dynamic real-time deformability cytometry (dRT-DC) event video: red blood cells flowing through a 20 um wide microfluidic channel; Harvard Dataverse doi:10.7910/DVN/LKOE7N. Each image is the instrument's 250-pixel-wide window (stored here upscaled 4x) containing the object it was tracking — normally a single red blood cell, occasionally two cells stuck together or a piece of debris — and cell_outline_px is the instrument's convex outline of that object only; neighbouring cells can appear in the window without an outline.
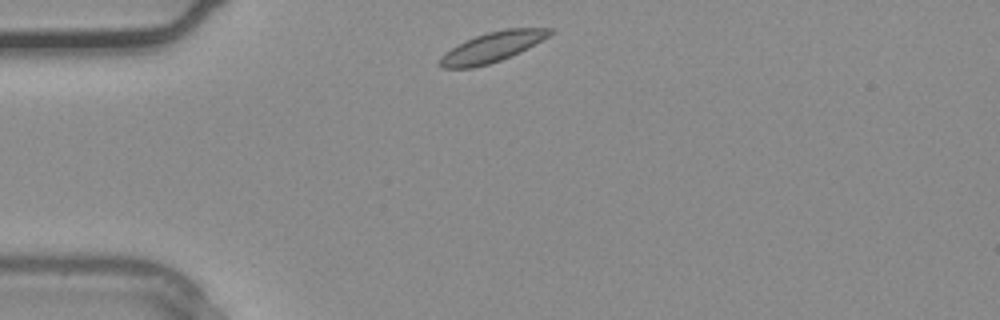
{"species": "common noctule bat (a hibernating species)", "species_latin": "Nyctalus noctula", "temperature_condition": "warm", "stored_images_in_passage": 29, "camera_frame_rate_fps": 3000, "um_per_image_px": 0.085, "animal": {"sex": "male", "body_mass_g": 20.4}, "frame": {"image": 1, "passage_image": 1, "time_ms": 0.0, "image_size_px": [1000, 320], "cell_outline_px": [[556, 32], [528, 48], [520, 52], [500, 60], [488, 64], [472, 68], [444, 68], [436, 64], [440, 56], [444, 52], [456, 44], [476, 36], [488, 32], [508, 28], [556, 28]], "centroid_in_image_um": [41.83, 4.0], "position_along_channel_um": 43.2, "area_um2": 19.42}}
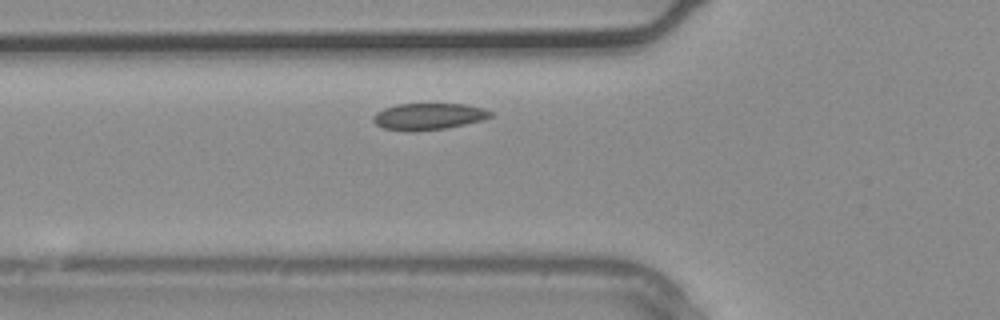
{"frame": {"image": 2, "passage_image": 5, "time_ms": 1.333, "image_size_px": [1000, 320], "cell_outline_px": [[492, 116], [480, 120], [448, 128], [416, 132], [408, 132], [384, 128], [376, 124], [372, 120], [372, 116], [376, 112], [384, 108], [396, 104], [464, 104], [484, 108], [492, 112]], "centroid_in_image_um": [36.38, 9.91], "position_along_channel_um": 89.4, "area_um2": 18.32}}